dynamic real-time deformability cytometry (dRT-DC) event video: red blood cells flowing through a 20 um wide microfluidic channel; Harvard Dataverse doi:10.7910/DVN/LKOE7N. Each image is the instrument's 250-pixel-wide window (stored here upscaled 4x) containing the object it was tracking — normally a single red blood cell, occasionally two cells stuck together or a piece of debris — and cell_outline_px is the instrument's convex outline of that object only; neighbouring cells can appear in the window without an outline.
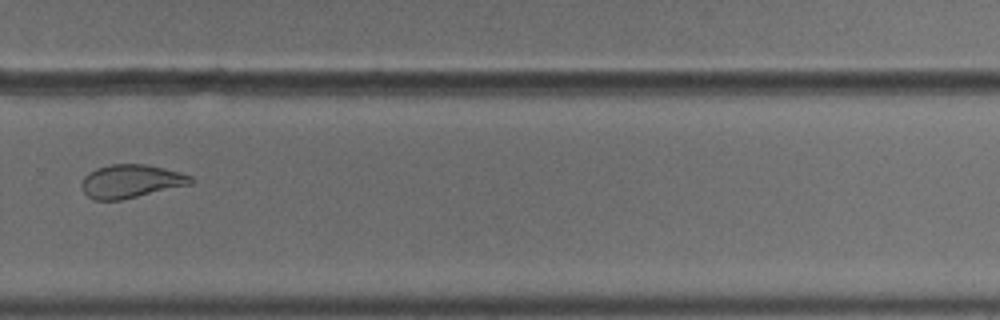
{"species": "common noctule bat (a hibernating species)", "species_latin": "Nyctalus noctula", "temperature_condition": "cold", "stored_images_in_passage": 16, "camera_frame_rate_fps": 3000, "um_per_image_px": 0.085, "animal": {"sex": "male", "body_mass_g": 18.8}, "frame": {"image": 1, "passage_image": 12, "time_ms": 3.667, "image_size_px": [1000, 320], "cell_outline_px": [[192, 184], [120, 200], [96, 200], [88, 196], [84, 192], [80, 184], [84, 176], [88, 172], [96, 168], [112, 164], [148, 164], [180, 172], [192, 176]], "centroid_in_image_um": [11.11, 15.4], "position_along_channel_um": 318.7, "area_um2": 21.21}}